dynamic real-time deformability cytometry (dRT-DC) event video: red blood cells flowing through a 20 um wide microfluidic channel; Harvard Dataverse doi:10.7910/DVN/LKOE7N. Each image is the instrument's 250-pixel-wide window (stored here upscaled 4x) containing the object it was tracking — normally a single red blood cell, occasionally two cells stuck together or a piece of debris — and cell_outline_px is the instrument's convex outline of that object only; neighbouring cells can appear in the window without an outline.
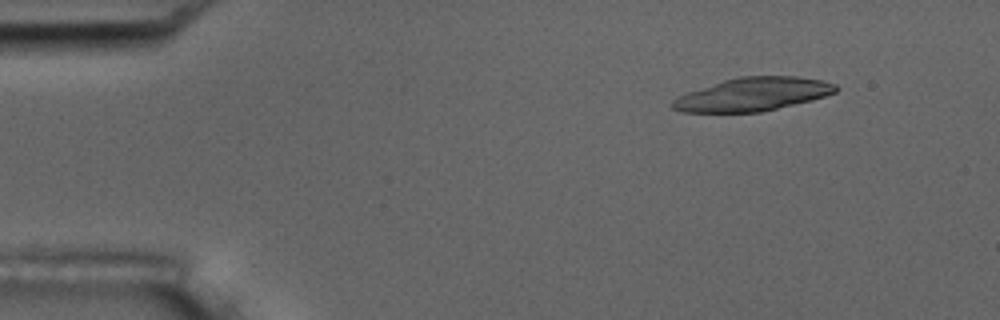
{"species": "common noctule bat (a hibernating species)", "species_latin": "Nyctalus noctula", "temperature_condition": "room temperature", "stored_images_in_passage": 7, "camera_frame_rate_fps": 3000, "um_per_image_px": 0.085, "animal": {"sex": "male", "body_mass_g": 17.5, "forearm_length_mm": 52.3}, "frame": {"image": 1, "passage_image": 2, "time_ms": 1.333, "image_size_px": [1000, 320], "cell_outline_px": [[840, 88], [836, 92], [812, 100], [760, 112], [684, 112], [672, 108], [672, 100], [676, 96], [724, 80], [740, 76], [796, 76], [820, 80], [836, 84]], "centroid_in_image_um": [64.0, 8.01], "position_along_channel_um": 21.0, "area_um2": 31.5}}